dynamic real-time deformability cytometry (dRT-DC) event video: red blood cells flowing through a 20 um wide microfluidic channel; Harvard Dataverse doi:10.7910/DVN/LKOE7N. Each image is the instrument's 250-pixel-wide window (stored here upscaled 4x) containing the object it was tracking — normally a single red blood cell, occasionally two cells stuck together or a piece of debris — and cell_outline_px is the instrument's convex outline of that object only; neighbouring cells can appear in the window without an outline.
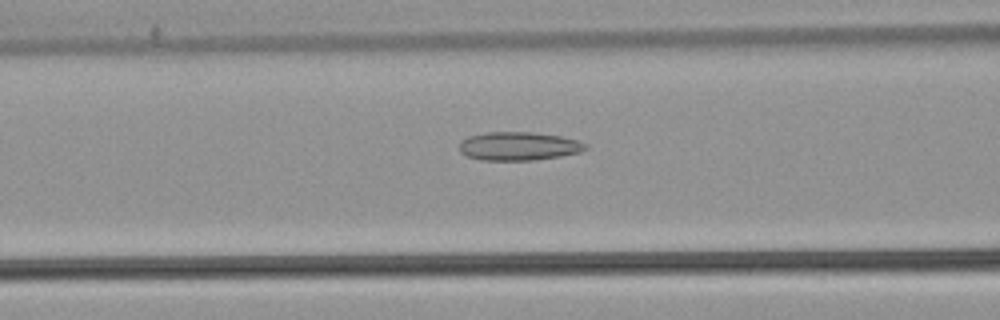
{"species": "common noctule bat (a hibernating species)", "species_latin": "Nyctalus noctula", "temperature_condition": "warm", "stored_images_in_passage": 54, "camera_frame_rate_fps": 3000, "um_per_image_px": 0.085, "animal": {"sex": "male", "body_mass_g": 21.5, "forearm_length_mm": 52.0}, "frame": {"image": 1, "passage_image": 22, "time_ms": 7.0, "image_size_px": [1000, 320], "cell_outline_px": [[588, 148], [580, 152], [560, 156], [532, 160], [480, 160], [468, 156], [460, 152], [460, 140], [468, 136], [488, 132], [532, 132], [560, 136], [580, 140], [588, 144]], "centroid_in_image_um": [44.1, 12.42], "position_along_channel_um": 122.5, "area_um2": 21.04}}
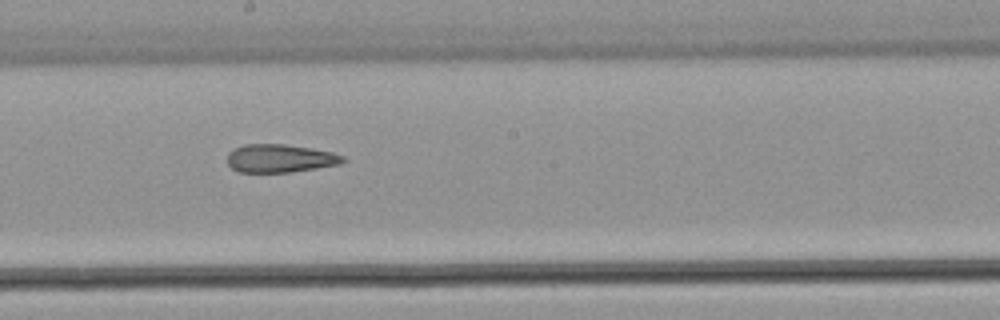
{"frame": {"image": 2, "passage_image": 30, "time_ms": 9.667, "image_size_px": [1000, 320], "cell_outline_px": [[348, 160], [340, 164], [316, 168], [288, 172], [240, 172], [232, 168], [228, 164], [228, 152], [244, 144], [284, 144], [312, 148], [332, 152], [344, 156]], "centroid_in_image_um": [23.83, 13.45], "position_along_channel_um": 224.4, "area_um2": 18.96}}
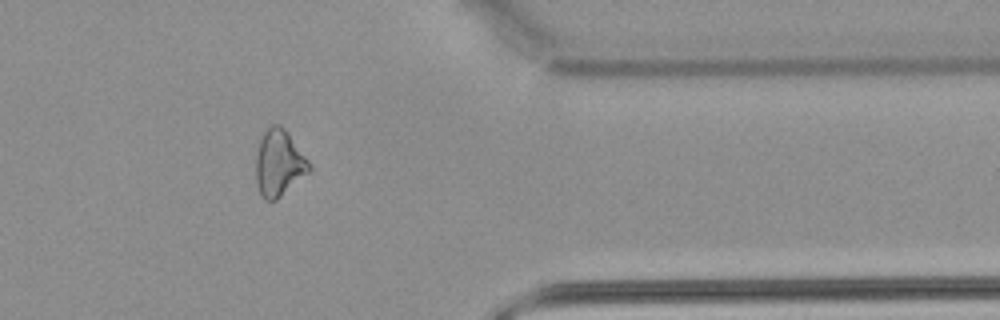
{"frame": {"image": 3, "passage_image": 44, "time_ms": 14.333, "image_size_px": [1000, 320], "cell_outline_px": [[312, 172], [276, 200], [264, 200], [256, 184], [256, 152], [260, 140], [264, 132], [272, 124], [280, 124], [288, 132], [308, 160], [312, 168]], "centroid_in_image_um": [23.73, 13.88], "position_along_channel_um": 387.7, "area_um2": 20.87}, "authors_computed_cell_mechanics": {"area_um2": 21.8195, "velocity_mm_per_s": 3.8298, "shape_relaxation_time_tau1_ms": null, "shape_relaxation_time_tau2_ms": 3.6754, "deformation_change_tau1": null, "deformation_change_tau2": 0.1338}}